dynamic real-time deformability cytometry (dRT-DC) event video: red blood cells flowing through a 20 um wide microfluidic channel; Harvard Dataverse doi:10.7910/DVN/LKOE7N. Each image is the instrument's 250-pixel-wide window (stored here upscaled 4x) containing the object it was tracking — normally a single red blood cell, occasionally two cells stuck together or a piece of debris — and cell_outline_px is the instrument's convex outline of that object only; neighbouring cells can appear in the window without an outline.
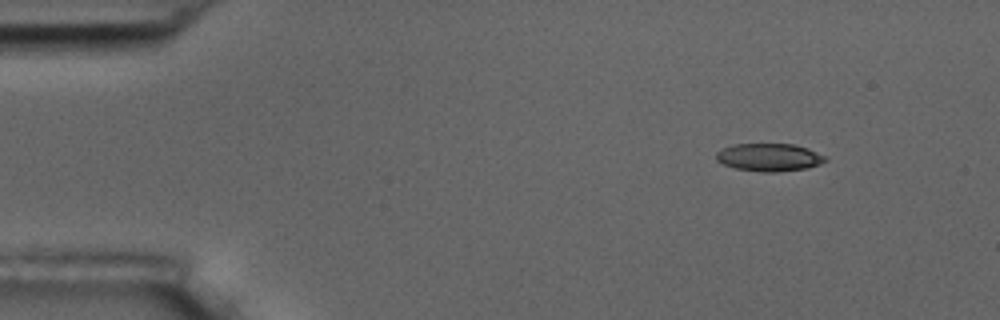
{"species": "common noctule bat (a hibernating species)", "species_latin": "Nyctalus noctula", "temperature_condition": "room temperature", "stored_images_in_passage": 3, "camera_frame_rate_fps": 3000, "um_per_image_px": 0.085, "animal": {"sex": "male", "body_mass_g": 17.5, "forearm_length_mm": 52.3}, "frame": {"image": 1, "passage_image": 1, "time_ms": 0.0, "image_size_px": [1000, 320], "cell_outline_px": [[828, 160], [820, 164], [808, 168], [776, 172], [764, 172], [736, 168], [724, 164], [716, 160], [716, 152], [724, 148], [736, 144], [792, 144], [808, 148], [828, 156]], "centroid_in_image_um": [65.44, 13.37], "position_along_channel_um": 19.6, "area_um2": 17.69}}
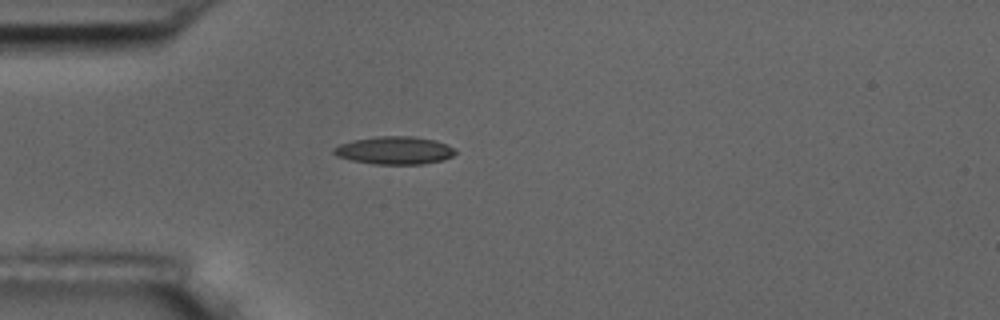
{"frame": {"image": 2, "passage_image": 3, "time_ms": 3.0, "image_size_px": [1000, 320], "cell_outline_px": [[456, 152], [452, 156], [444, 160], [424, 164], [372, 164], [352, 160], [336, 156], [332, 152], [332, 148], [340, 144], [352, 140], [376, 136], [412, 136], [436, 140], [456, 148]], "centroid_in_image_um": [33.54, 12.78], "position_along_channel_um": 51.5, "area_um2": 19.94}}